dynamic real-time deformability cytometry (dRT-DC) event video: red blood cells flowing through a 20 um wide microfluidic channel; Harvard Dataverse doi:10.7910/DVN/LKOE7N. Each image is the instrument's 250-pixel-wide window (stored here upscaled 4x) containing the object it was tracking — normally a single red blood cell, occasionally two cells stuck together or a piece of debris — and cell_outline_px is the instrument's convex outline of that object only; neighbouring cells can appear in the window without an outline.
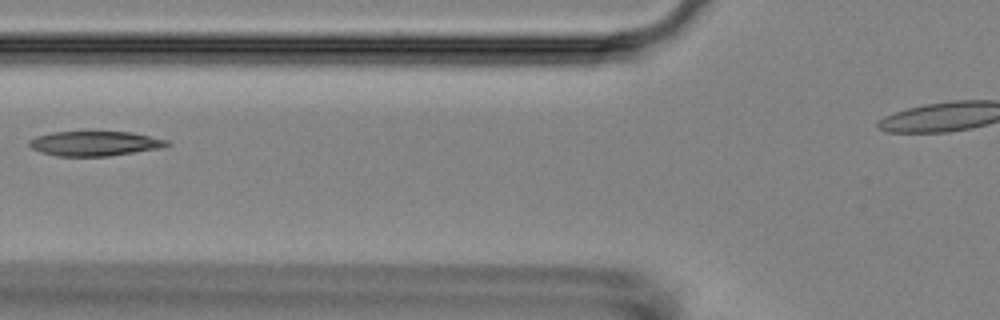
{"species": "Egyptian fruit bat (a non-hibernating species)", "species_latin": "Rousettus aegyptiacus", "temperature_condition": "room temperature", "stored_images_in_passage": 8, "camera_frame_rate_fps": 3000, "um_per_image_px": 0.085, "animal": {"sex": "female"}, "frame": {"image": 1, "passage_image": 3, "time_ms": 2.333, "image_size_px": [1000, 320], "cell_outline_px": [[172, 144], [160, 148], [108, 156], [56, 156], [40, 152], [32, 148], [28, 144], [28, 140], [36, 136], [52, 132], [132, 132], [168, 140]], "centroid_in_image_um": [8.04, 12.2], "position_along_channel_um": 117.8, "area_um2": 19.83}}
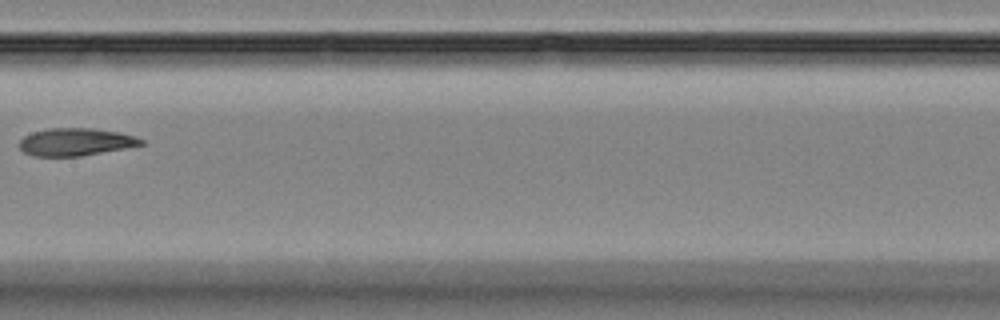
{"frame": {"image": 2, "passage_image": 5, "time_ms": 4.667, "image_size_px": [1000, 320], "cell_outline_px": [[144, 144], [124, 148], [80, 156], [32, 156], [24, 152], [20, 148], [20, 140], [24, 136], [32, 132], [48, 128], [92, 128], [120, 132], [136, 136], [144, 140]], "centroid_in_image_um": [6.43, 12.05], "position_along_channel_um": 201.0, "area_um2": 19.54}}
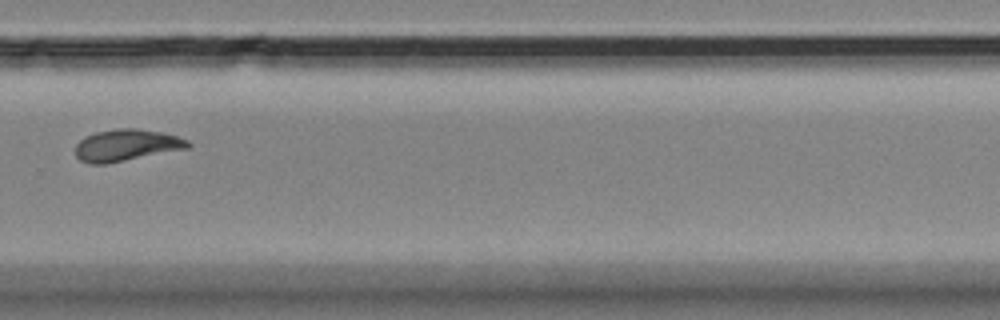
{"frame": {"image": 3, "passage_image": 8, "time_ms": 8.0, "image_size_px": [1000, 320], "cell_outline_px": [[192, 144], [188, 148], [108, 164], [88, 164], [80, 160], [76, 156], [76, 144], [84, 136], [96, 132], [116, 128], [136, 128], [160, 132], [176, 136], [188, 140]], "centroid_in_image_um": [10.72, 12.35], "position_along_channel_um": 319.1, "area_um2": 20.92}}